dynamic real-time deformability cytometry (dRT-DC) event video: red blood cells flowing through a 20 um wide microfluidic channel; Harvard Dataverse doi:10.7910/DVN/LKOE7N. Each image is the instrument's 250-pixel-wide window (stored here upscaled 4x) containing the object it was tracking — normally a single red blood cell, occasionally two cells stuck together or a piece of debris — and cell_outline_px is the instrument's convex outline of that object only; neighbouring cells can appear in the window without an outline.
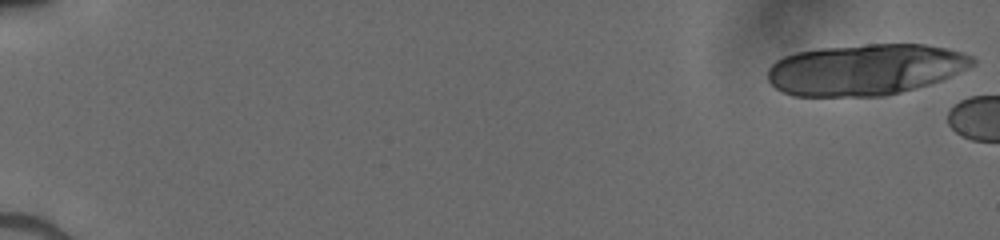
{"species": "human", "species_latin": "Homo sapiens", "temperature_condition": "cold", "stored_images_in_passage": 5, "camera_frame_rate_fps": 3000, "um_per_image_px": 0.085, "donor": {"sex": "male"}, "frame": {"image": 1, "passage_image": 1, "time_ms": 0.0, "image_size_px": [1000, 240], "cell_outline_px": [[976, 64], [968, 68], [940, 80], [928, 84], [900, 92], [884, 96], [792, 96], [776, 88], [768, 80], [768, 68], [776, 60], [784, 56], [796, 52], [820, 48], [868, 44], [924, 44], [944, 48], [960, 52], [972, 56], [976, 60]], "centroid_in_image_um": [73.52, 5.91], "position_along_channel_um": 11.5, "area_um2": 60.92}}